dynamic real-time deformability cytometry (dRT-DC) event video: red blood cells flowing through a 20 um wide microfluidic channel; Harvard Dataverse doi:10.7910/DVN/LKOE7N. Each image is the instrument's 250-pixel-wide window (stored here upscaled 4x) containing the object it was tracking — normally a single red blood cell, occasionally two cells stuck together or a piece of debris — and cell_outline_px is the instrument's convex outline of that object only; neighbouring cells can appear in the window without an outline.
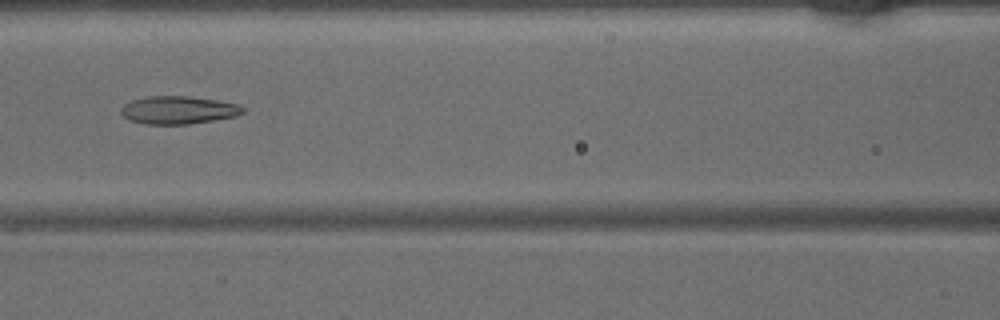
{"species": "common noctule bat (a hibernating species)", "species_latin": "Nyctalus noctula", "temperature_condition": "warm", "stored_images_in_passage": 41, "camera_frame_rate_fps": 3000, "um_per_image_px": 0.085, "animal": {"sex": "male", "body_mass_g": 15.6}, "frame": {"image": 1, "passage_image": 20, "time_ms": 6.333, "image_size_px": [1000, 320], "cell_outline_px": [[244, 112], [236, 116], [188, 124], [144, 124], [132, 120], [124, 116], [120, 112], [120, 108], [124, 104], [132, 100], [148, 96], [188, 96], [220, 100], [236, 104], [244, 108]], "centroid_in_image_um": [15.15, 9.34], "position_along_channel_um": 151.5, "area_um2": 19.71}}
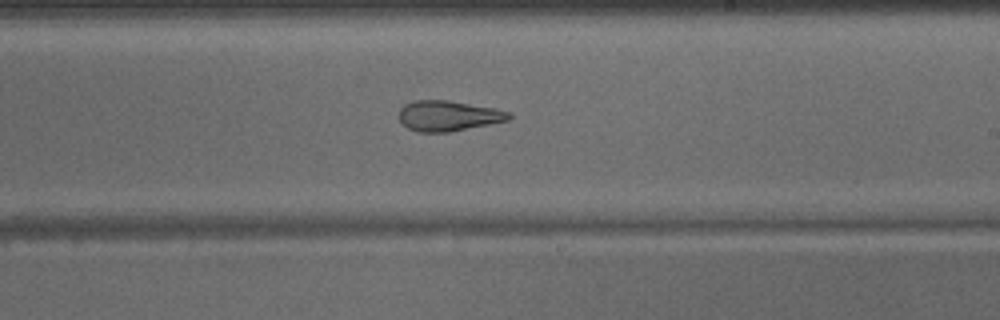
{"frame": {"image": 2, "passage_image": 27, "time_ms": 8.667, "image_size_px": [1000, 320], "cell_outline_px": [[512, 116], [508, 120], [448, 132], [416, 132], [408, 128], [400, 120], [400, 108], [404, 104], [412, 100], [448, 100], [496, 108], [508, 112]], "centroid_in_image_um": [38.08, 9.83], "position_along_channel_um": 250.9, "area_um2": 19.36}}
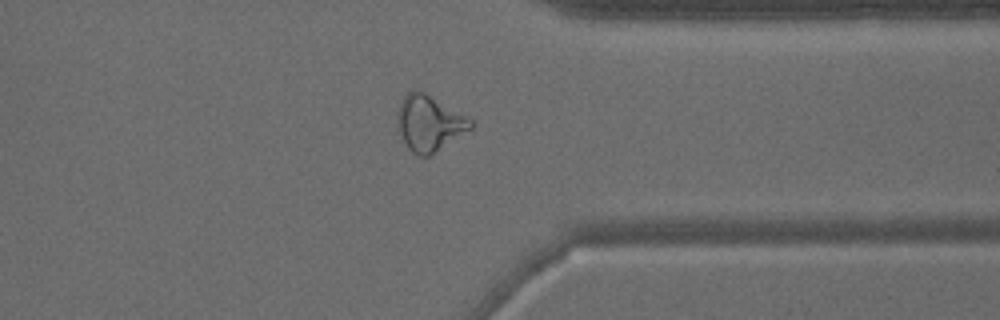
{"frame": {"image": 3, "passage_image": 36, "time_ms": 11.667, "image_size_px": [1000, 320], "cell_outline_px": [[472, 128], [428, 156], [420, 156], [412, 152], [408, 148], [400, 132], [396, 120], [396, 116], [400, 100], [408, 92], [416, 88], [424, 92], [472, 120]], "centroid_in_image_um": [36.44, 10.45], "position_along_channel_um": 375.0, "area_um2": 23.29}}